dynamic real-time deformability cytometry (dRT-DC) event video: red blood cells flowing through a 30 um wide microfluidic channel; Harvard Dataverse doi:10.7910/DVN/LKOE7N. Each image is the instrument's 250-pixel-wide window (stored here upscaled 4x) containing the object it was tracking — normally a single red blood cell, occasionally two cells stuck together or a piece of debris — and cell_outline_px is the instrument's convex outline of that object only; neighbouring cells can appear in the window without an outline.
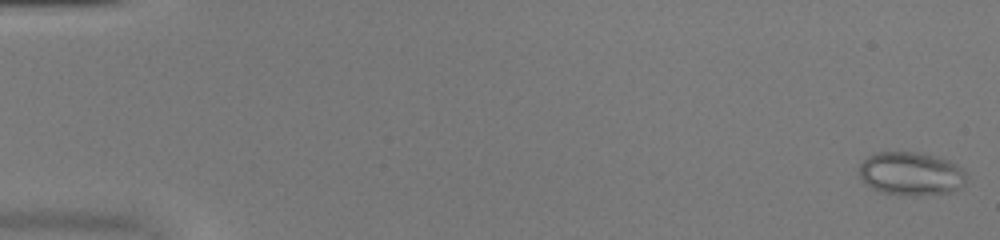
{"species": "common noctule bat (a hibernating species)", "species_latin": "Nyctalus noctula", "temperature_condition": "warm", "stored_images_in_passage": 15, "camera_frame_rate_fps": 3000, "um_per_image_px": 0.085, "animal": {"sex": "female", "body_mass_g": 20.0, "forearm_length_mm": 54.0}, "frame": {"image": 1, "passage_image": 1, "time_ms": 0.0, "image_size_px": [1000, 240], "cell_outline_px": [[964, 184], [960, 188], [952, 192], [916, 196], [880, 192], [872, 188], [860, 176], [860, 164], [868, 156], [876, 152], [920, 152], [948, 160], [964, 168]], "centroid_in_image_um": [77.45, 14.76], "position_along_channel_um": 7.5, "area_um2": 27.05}}